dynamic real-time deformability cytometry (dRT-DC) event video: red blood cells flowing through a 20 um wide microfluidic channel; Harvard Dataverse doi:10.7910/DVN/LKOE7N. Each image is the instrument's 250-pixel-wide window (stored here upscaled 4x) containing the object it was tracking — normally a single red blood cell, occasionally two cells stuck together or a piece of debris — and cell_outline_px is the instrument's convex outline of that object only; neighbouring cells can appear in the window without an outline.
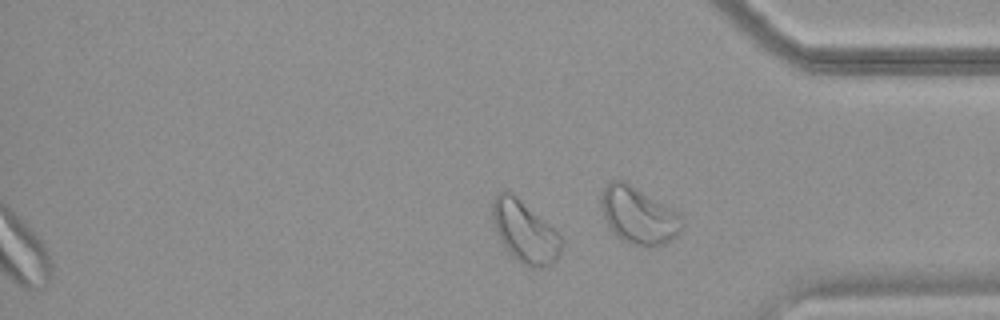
{"species": "common noctule bat (a hibernating species)", "species_latin": "Nyctalus noctula", "temperature_condition": "warm", "stored_images_in_passage": 40, "segment_of_instrument_passage": [2, 2], "camera_frame_rate_fps": 3000, "um_per_image_px": 0.085, "animal": {"sex": "female", "body_mass_g": 18.4}, "frame": {"image": 1, "passage_image": 40, "time_ms": 13.0, "image_size_px": [1000, 320], "cell_outline_px": [[560, 252], [556, 260], [548, 268], [532, 268], [520, 264], [508, 252], [500, 240], [492, 216], [492, 200], [500, 192], [508, 188], [556, 228], [560, 236]], "centroid_in_image_um": [44.62, 19.68], "position_along_channel_um": 390.6, "area_um2": 25.32}}